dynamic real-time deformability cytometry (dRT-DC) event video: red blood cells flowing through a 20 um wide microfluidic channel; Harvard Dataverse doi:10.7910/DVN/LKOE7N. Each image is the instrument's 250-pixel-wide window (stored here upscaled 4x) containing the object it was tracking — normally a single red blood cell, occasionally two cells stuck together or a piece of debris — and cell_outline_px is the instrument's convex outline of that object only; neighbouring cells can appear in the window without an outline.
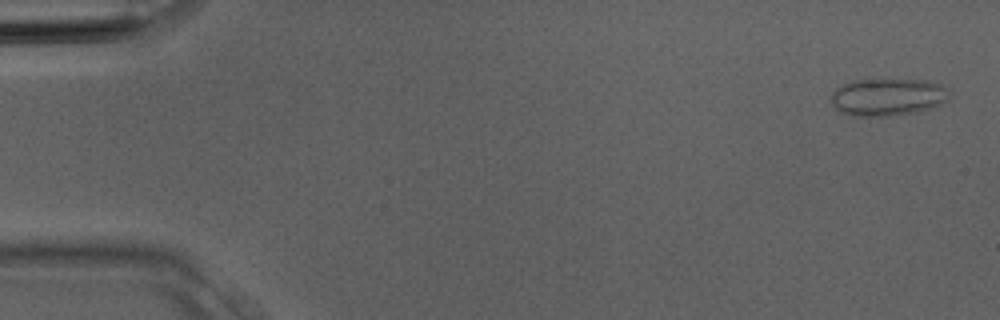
{"species": "Egyptian fruit bat (a non-hibernating species)", "species_latin": "Rousettus aegyptiacus", "temperature_condition": "room temperature", "stored_images_in_passage": 3, "camera_frame_rate_fps": 3000, "um_per_image_px": 0.085, "animal": {"sex": "male"}, "frame": {"image": 1, "passage_image": 1, "time_ms": 0.0, "image_size_px": [1000, 320], "cell_outline_px": [[948, 100], [940, 104], [916, 112], [888, 116], [852, 116], [840, 112], [832, 104], [832, 92], [836, 88], [852, 80], [928, 80], [940, 84], [944, 88]], "centroid_in_image_um": [75.4, 8.25], "position_along_channel_um": 9.6, "area_um2": 25.43}}